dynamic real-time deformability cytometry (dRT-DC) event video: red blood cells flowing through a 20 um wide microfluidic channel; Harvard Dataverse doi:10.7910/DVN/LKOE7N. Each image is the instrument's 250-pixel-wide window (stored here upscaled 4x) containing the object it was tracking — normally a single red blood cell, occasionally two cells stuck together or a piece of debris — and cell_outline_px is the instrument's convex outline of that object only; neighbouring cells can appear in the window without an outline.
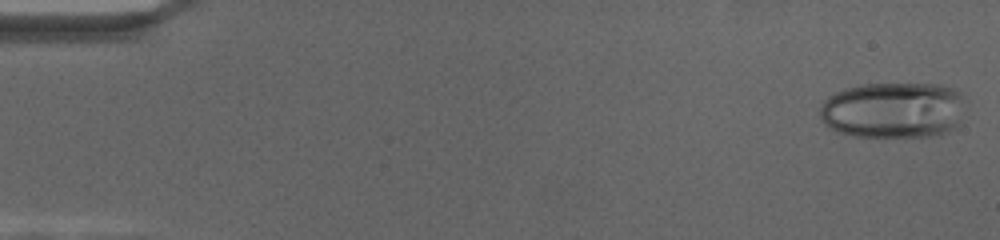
{"species": "human", "species_latin": "Homo sapiens", "temperature_condition": "cold", "stored_images_in_passage": 69, "camera_frame_rate_fps": 3000, "um_per_image_px": 0.085, "donor": {"sex": "female"}, "frame": {"image": 1, "passage_image": 2, "time_ms": 0.333, "image_size_px": [1000, 240], "cell_outline_px": [[960, 124], [948, 132], [928, 136], [856, 136], [836, 132], [828, 128], [820, 120], [820, 108], [824, 100], [828, 96], [844, 88], [864, 84], [940, 84], [952, 88], [960, 92]], "centroid_in_image_um": [75.86, 9.36], "position_along_channel_um": 9.1, "area_um2": 47.57}}
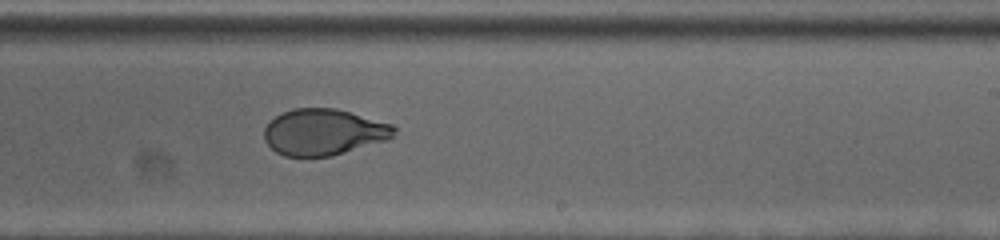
{"frame": {"image": 2, "passage_image": 43, "time_ms": 14.0, "image_size_px": [1000, 240], "cell_outline_px": [[396, 128], [392, 136], [384, 140], [332, 156], [284, 156], [276, 152], [264, 140], [264, 128], [276, 116], [292, 108], [336, 108], [392, 124]], "centroid_in_image_um": [27.48, 11.22], "position_along_channel_um": 261.5, "area_um2": 34.62}}
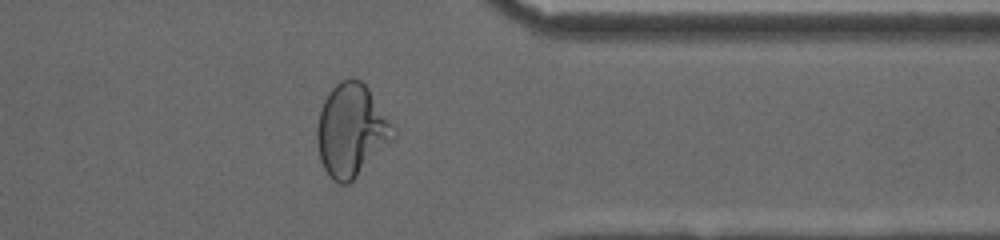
{"frame": {"image": 3, "passage_image": 56, "time_ms": 18.333, "image_size_px": [1000, 240], "cell_outline_px": [[396, 136], [348, 184], [340, 184], [332, 180], [324, 168], [320, 160], [316, 140], [316, 128], [320, 108], [324, 100], [332, 88], [340, 80], [352, 76], [360, 80], [368, 88], [396, 124]], "centroid_in_image_um": [29.88, 11.04], "position_along_channel_um": 381.5, "area_um2": 41.5}}